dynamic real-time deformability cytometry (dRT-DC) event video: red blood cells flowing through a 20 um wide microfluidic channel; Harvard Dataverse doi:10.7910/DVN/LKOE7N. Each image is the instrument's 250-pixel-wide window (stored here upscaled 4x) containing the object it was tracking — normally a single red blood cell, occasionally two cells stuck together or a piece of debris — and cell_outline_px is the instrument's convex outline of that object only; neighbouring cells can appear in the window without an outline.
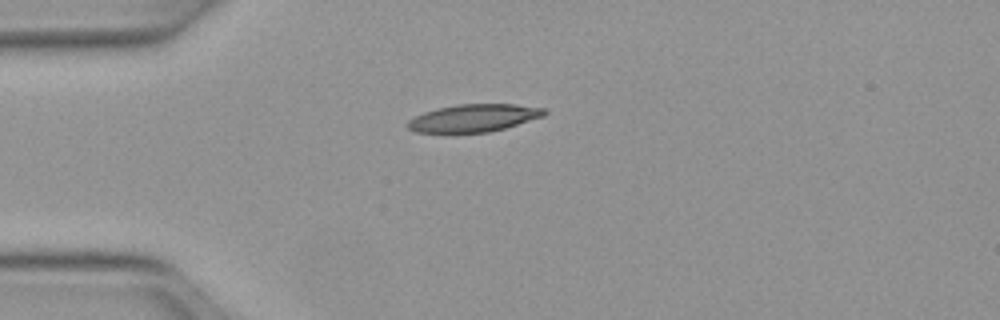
{"species": "Egyptian fruit bat (a non-hibernating species)", "species_latin": "Rousettus aegyptiacus", "temperature_condition": "warm", "stored_images_in_passage": 39, "camera_frame_rate_fps": 3000, "um_per_image_px": 0.085, "animal": {"sex": "female"}, "frame": {"image": 1, "passage_image": 1, "time_ms": 0.0, "image_size_px": [1000, 320], "cell_outline_px": [[548, 112], [544, 116], [504, 128], [488, 132], [416, 132], [408, 128], [408, 120], [424, 112], [436, 108], [456, 104], [516, 104], [544, 108]], "centroid_in_image_um": [40.28, 10.01], "position_along_channel_um": 44.7, "area_um2": 21.79}}
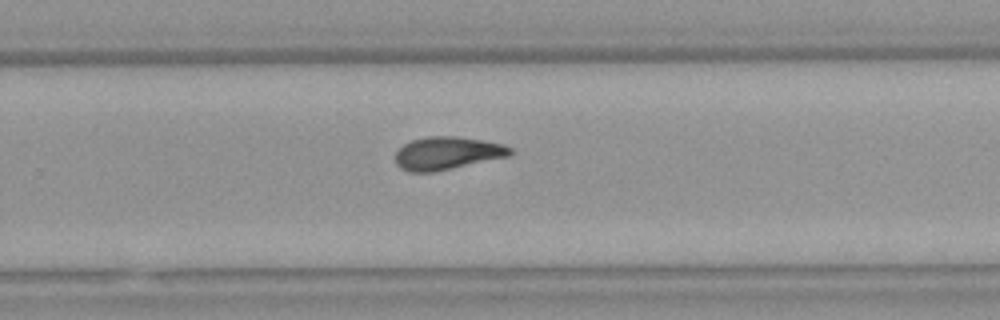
{"frame": {"image": 2, "passage_image": 21, "time_ms": 6.667, "image_size_px": [1000, 320], "cell_outline_px": [[512, 156], [432, 172], [408, 172], [400, 168], [396, 164], [396, 152], [404, 144], [412, 140], [428, 136], [456, 136], [484, 140], [504, 144], [512, 148]], "centroid_in_image_um": [38.04, 13.02], "position_along_channel_um": 291.8, "area_um2": 22.14}}
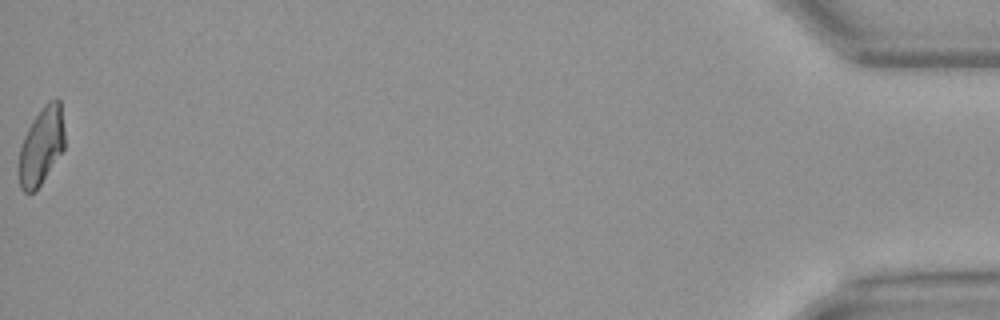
{"frame": {"image": 3, "passage_image": 39, "time_ms": 12.667, "image_size_px": [1000, 320], "cell_outline_px": [[64, 148], [36, 192], [24, 192], [20, 188], [16, 168], [20, 148], [24, 136], [32, 120], [44, 104], [48, 100], [56, 96], [60, 100], [64, 128]], "centroid_in_image_um": [3.48, 12.42], "position_along_channel_um": 431.7, "area_um2": 21.15}, "authors_computed_cell_mechanics": {"area_um2": 21.6172, "velocity_mm_per_s": 4.018, "shape_relaxation_time_tau1_ms": 9.5531, "shape_relaxation_time_tau2_ms": 2.5956, "deformation_change_tau1": 0.2548, "deformation_change_tau2": 0.1038}}